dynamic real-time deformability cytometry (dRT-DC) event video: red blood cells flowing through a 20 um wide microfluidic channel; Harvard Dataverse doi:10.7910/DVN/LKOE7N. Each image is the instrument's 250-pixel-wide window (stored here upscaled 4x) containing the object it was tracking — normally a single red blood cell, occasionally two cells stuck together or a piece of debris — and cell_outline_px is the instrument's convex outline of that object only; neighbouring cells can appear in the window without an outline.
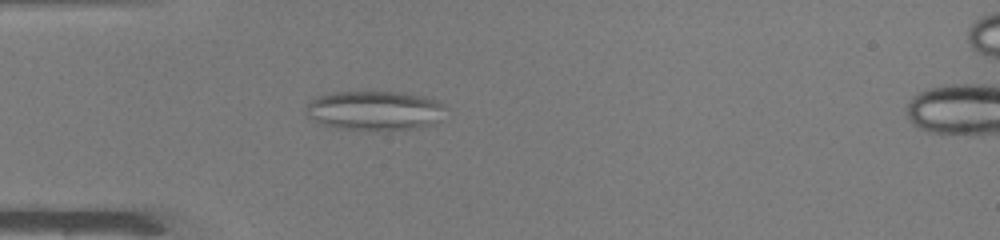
{"species": "common noctule bat (a hibernating species)", "species_latin": "Nyctalus noctula", "temperature_condition": "warm", "stored_images_in_passage": 49, "camera_frame_rate_fps": 3000, "um_per_image_px": 0.085, "animal": {"sex": "male", "body_mass_g": 19.0, "forearm_length_mm": 50.8}, "frame": {"image": 1, "passage_image": 14, "time_ms": 4.333, "image_size_px": [1000, 240], "cell_outline_px": [[448, 108], [440, 120], [432, 124], [412, 128], [372, 132], [336, 128], [320, 124], [308, 116], [304, 112], [304, 108], [312, 100], [320, 96], [336, 92], [404, 92], [424, 96], [436, 100], [444, 104]], "centroid_in_image_um": [31.87, 9.42], "position_along_channel_um": 53.1, "area_um2": 32.71}}
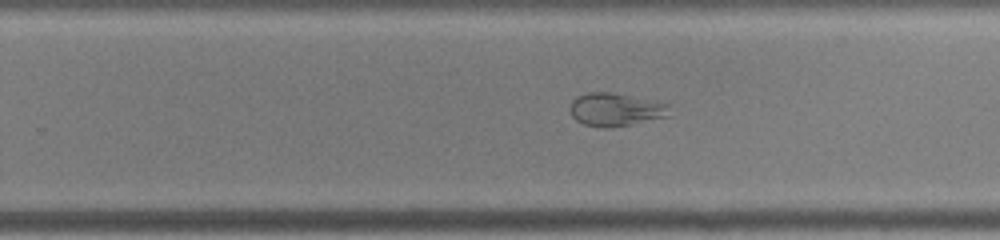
{"frame": {"image": 2, "passage_image": 31, "time_ms": 10.0, "image_size_px": [1000, 240], "cell_outline_px": [[672, 116], [612, 128], [604, 128], [584, 124], [576, 120], [572, 116], [568, 108], [572, 100], [576, 96], [588, 92], [608, 92], [668, 104]], "centroid_in_image_um": [52.3, 9.33], "position_along_channel_um": 277.5, "area_um2": 19.25}}
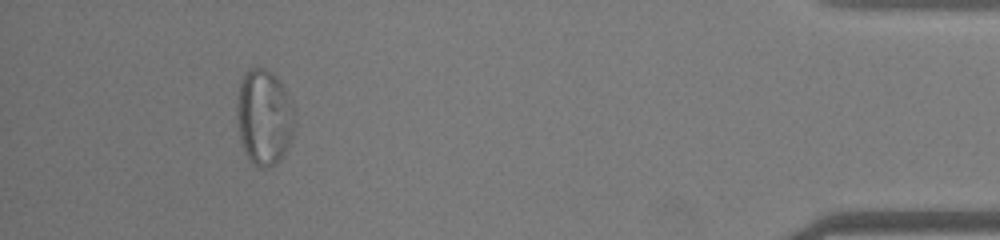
{"frame": {"image": 3, "passage_image": 45, "time_ms": 14.667, "image_size_px": [1000, 240], "cell_outline_px": [[296, 124], [288, 148], [284, 156], [276, 164], [264, 168], [260, 168], [252, 164], [244, 152], [240, 140], [236, 116], [236, 108], [240, 80], [244, 72], [248, 68], [264, 68], [272, 72], [276, 76], [284, 88], [296, 112]], "centroid_in_image_um": [22.46, 9.98], "position_along_channel_um": 412.7, "area_um2": 33.0}}